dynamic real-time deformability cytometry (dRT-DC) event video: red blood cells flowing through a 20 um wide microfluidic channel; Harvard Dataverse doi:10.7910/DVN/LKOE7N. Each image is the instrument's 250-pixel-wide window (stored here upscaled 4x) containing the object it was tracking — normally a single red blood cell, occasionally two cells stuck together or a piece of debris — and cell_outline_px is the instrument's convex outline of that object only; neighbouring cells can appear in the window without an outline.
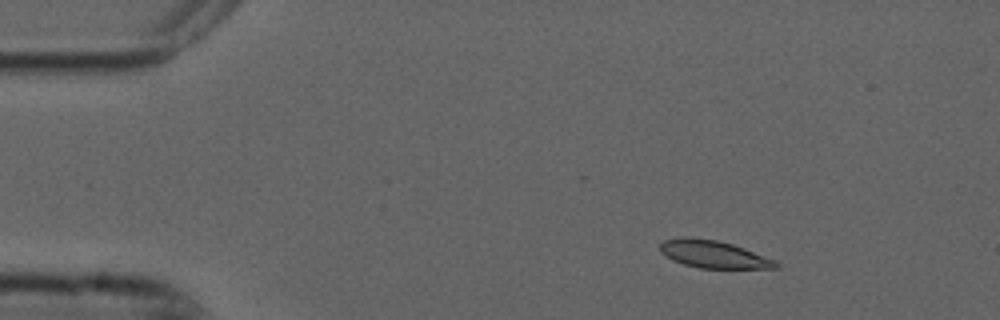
{"species": "common noctule bat (a hibernating species)", "species_latin": "Nyctalus noctula", "temperature_condition": "cold", "stored_images_in_passage": 5, "camera_frame_rate_fps": 3000, "um_per_image_px": 0.085, "animal": {"sex": "male", "forearm_length_mm": 52.5}, "frame": {"image": 1, "passage_image": 2, "time_ms": 0.333, "image_size_px": [1000, 320], "cell_outline_px": [[780, 268], [700, 268], [684, 264], [672, 260], [660, 252], [660, 244], [664, 240], [684, 236], [688, 236], [716, 240], [732, 244], [744, 248], [776, 260], [780, 264]], "centroid_in_image_um": [60.65, 21.61], "position_along_channel_um": 24.4, "area_um2": 18.61}}
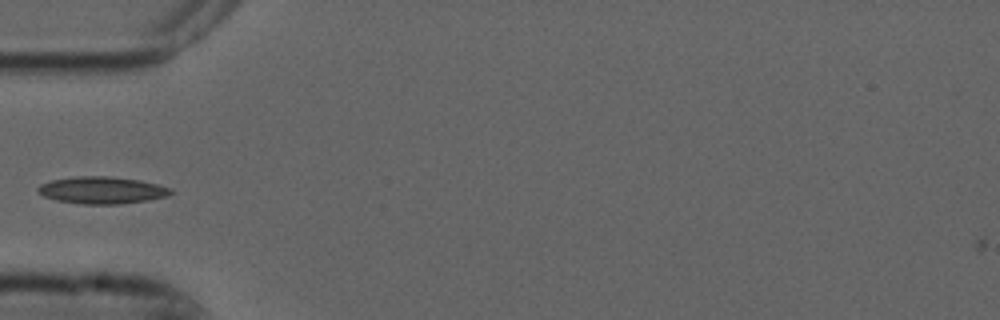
{"frame": {"image": 2, "passage_image": 5, "time_ms": 1.333, "image_size_px": [1000, 320], "cell_outline_px": [[176, 192], [168, 196], [148, 200], [120, 204], [84, 204], [56, 200], [44, 196], [36, 188], [40, 184], [52, 180], [76, 176], [112, 176], [140, 180], [172, 188]], "centroid_in_image_um": [8.71, 16.16], "position_along_channel_um": 76.3, "area_um2": 21.04}}